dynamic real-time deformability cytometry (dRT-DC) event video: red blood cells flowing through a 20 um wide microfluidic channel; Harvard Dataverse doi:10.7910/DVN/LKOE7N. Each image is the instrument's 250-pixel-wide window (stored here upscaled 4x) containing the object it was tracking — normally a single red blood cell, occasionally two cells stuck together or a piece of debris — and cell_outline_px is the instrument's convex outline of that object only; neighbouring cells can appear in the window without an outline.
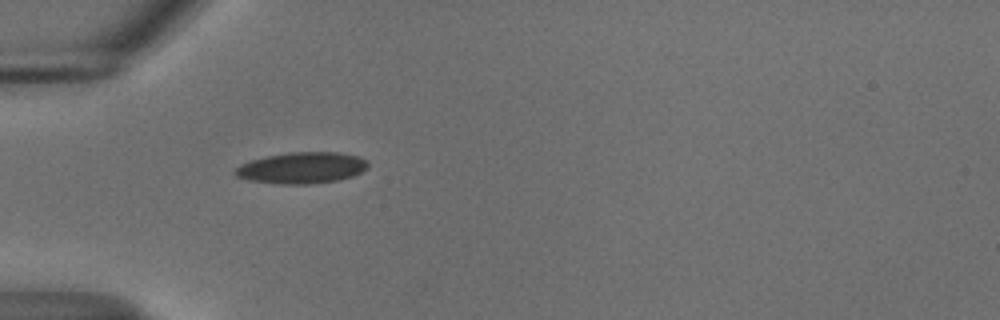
{"species": "common noctule bat (a hibernating species)", "species_latin": "Nyctalus noctula", "temperature_condition": "cold", "stored_images_in_passage": 36, "camera_frame_rate_fps": 3000, "um_per_image_px": 0.085, "animal": {"sex": "male", "body_mass_g": 18.8}, "frame": {"image": 1, "passage_image": 1, "time_ms": 0.0, "image_size_px": [1000, 320], "cell_outline_px": [[368, 164], [360, 172], [352, 176], [336, 180], [312, 184], [280, 184], [248, 180], [236, 176], [236, 168], [240, 164], [252, 160], [268, 156], [288, 152], [340, 152], [356, 156], [364, 160]], "centroid_in_image_um": [25.62, 14.27], "position_along_channel_um": 59.4, "area_um2": 23.87}}
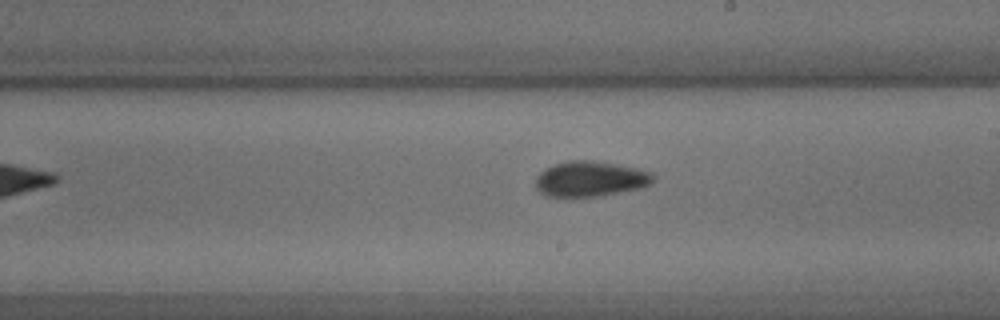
{"frame": {"image": 2, "passage_image": 16, "time_ms": 5.0, "image_size_px": [1000, 320], "cell_outline_px": [[656, 176], [652, 184], [640, 188], [600, 196], [544, 196], [536, 188], [536, 176], [540, 172], [552, 164], [568, 160], [592, 160], [636, 168], [652, 172]], "centroid_in_image_um": [50.18, 15.2], "position_along_channel_um": 238.8, "area_um2": 24.33}}
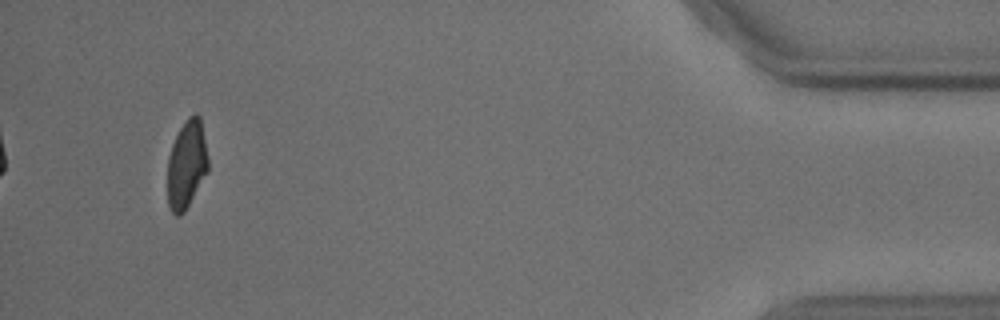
{"frame": {"image": 3, "passage_image": 36, "time_ms": 11.667, "image_size_px": [1000, 320], "cell_outline_px": [[208, 172], [184, 212], [180, 216], [176, 216], [172, 212], [168, 204], [168, 156], [172, 144], [180, 128], [188, 116], [196, 112], [200, 116], [208, 156]], "centroid_in_image_um": [15.87, 13.97], "position_along_channel_um": 419.3, "area_um2": 20.92}, "authors_computed_cell_mechanics": {"area_um2": 23.409, "velocity_mm_per_s": 3.6968, "shape_relaxation_time_tau1_ms": 5.6111, "shape_relaxation_time_tau2_ms": 2.14, "deformation_change_tau1": 0.1209, "deformation_change_tau2": 0.0895}}